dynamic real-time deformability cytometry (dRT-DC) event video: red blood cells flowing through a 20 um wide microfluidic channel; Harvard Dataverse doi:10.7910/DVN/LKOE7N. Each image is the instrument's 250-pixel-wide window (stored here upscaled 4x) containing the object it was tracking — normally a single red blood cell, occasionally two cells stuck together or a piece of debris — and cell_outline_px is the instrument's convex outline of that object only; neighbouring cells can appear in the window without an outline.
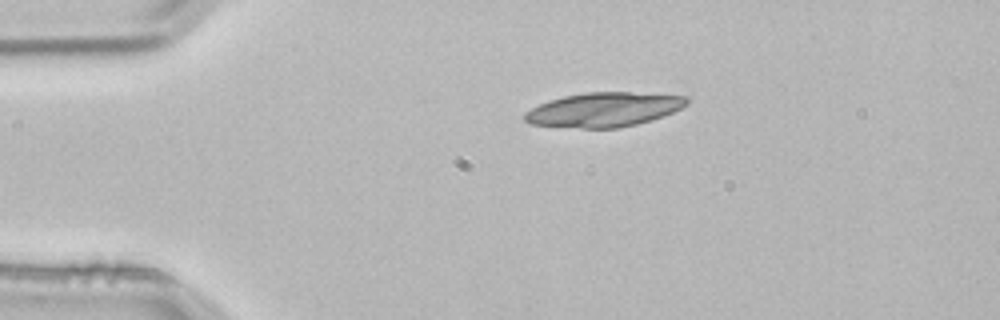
{"species": "common noctule bat (a hibernating species)", "species_latin": "Nyctalus noctula", "temperature_condition": "room temperature", "stored_images_in_passage": 4, "camera_frame_rate_fps": 3000, "um_per_image_px": 0.085, "animal": {"sex": "male", "body_mass_g": 21.5, "forearm_length_mm": 52.0}, "frame": {"image": 1, "passage_image": 4, "time_ms": 1.0, "image_size_px": [1000, 320], "cell_outline_px": [[688, 104], [672, 112], [636, 124], [616, 128], [580, 128], [532, 124], [524, 120], [524, 112], [548, 100], [564, 96], [584, 92], [628, 92], [688, 96]], "centroid_in_image_um": [51.3, 9.31], "position_along_channel_um": 33.7, "area_um2": 32.14}}